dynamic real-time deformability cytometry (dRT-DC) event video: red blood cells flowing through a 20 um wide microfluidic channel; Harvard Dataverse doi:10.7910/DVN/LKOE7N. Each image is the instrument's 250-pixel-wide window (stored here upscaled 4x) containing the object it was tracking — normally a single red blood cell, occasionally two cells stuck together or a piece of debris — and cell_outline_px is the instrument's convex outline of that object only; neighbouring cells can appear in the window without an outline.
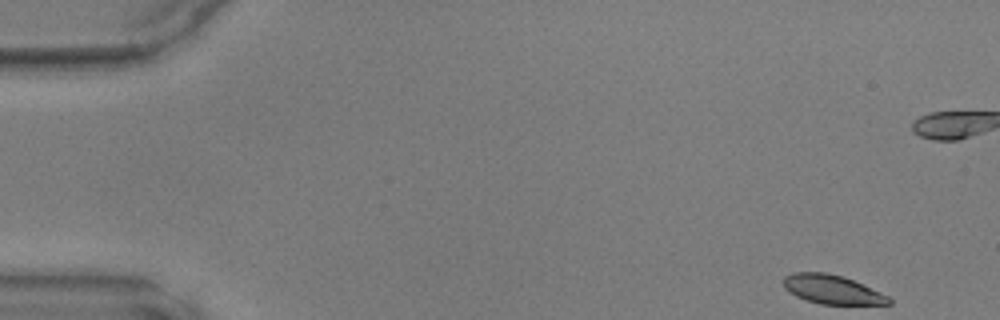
{"species": "common noctule bat (a hibernating species)", "species_latin": "Nyctalus noctula", "temperature_condition": "warm", "stored_images_in_passage": 47, "camera_frame_rate_fps": 3000, "um_per_image_px": 0.085, "animal": {"sex": "male", "body_mass_g": 17.9, "forearm_length_mm": 54.2}, "frame": {"image": 1, "passage_image": 1, "time_ms": 0.0, "image_size_px": [1000, 320], "cell_outline_px": [[892, 304], [820, 304], [796, 296], [788, 292], [784, 288], [784, 276], [792, 272], [824, 272], [844, 276], [880, 292], [888, 296], [892, 300]], "centroid_in_image_um": [70.71, 24.59], "position_along_channel_um": 14.3, "area_um2": 17.74}}
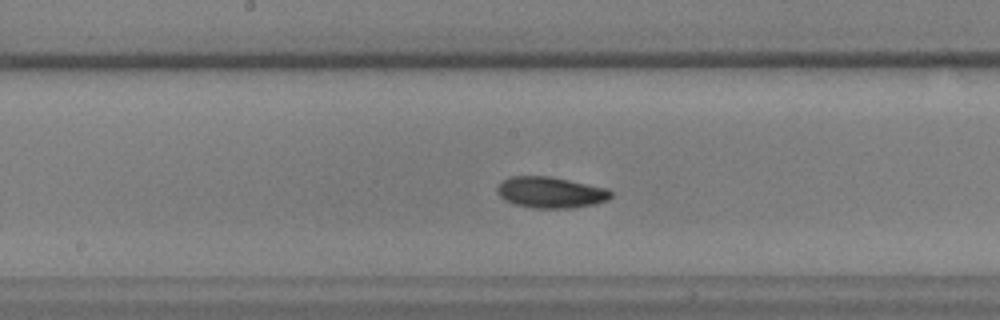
{"frame": {"image": 2, "passage_image": 23, "time_ms": 7.333, "image_size_px": [1000, 320], "cell_outline_px": [[612, 196], [608, 200], [596, 204], [572, 208], [532, 208], [512, 204], [504, 200], [496, 192], [496, 188], [508, 176], [552, 176], [608, 188], [612, 192]], "centroid_in_image_um": [46.81, 16.35], "position_along_channel_um": 201.4, "area_um2": 20.98}}
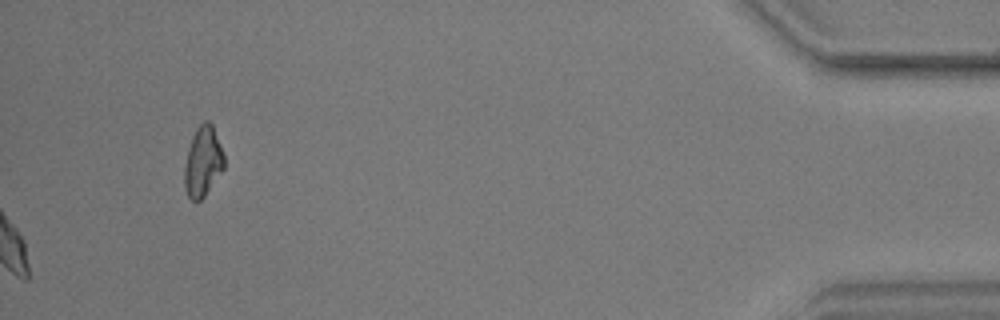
{"frame": {"image": 3, "passage_image": 47, "time_ms": 15.333, "image_size_px": [1000, 320], "cell_outline_px": [[224, 168], [204, 196], [200, 200], [192, 200], [188, 196], [184, 188], [184, 164], [188, 148], [192, 136], [196, 128], [204, 120], [208, 120], [212, 124], [220, 144], [224, 156]], "centroid_in_image_um": [17.23, 13.72], "position_along_channel_um": 418.0, "area_um2": 16.18}}